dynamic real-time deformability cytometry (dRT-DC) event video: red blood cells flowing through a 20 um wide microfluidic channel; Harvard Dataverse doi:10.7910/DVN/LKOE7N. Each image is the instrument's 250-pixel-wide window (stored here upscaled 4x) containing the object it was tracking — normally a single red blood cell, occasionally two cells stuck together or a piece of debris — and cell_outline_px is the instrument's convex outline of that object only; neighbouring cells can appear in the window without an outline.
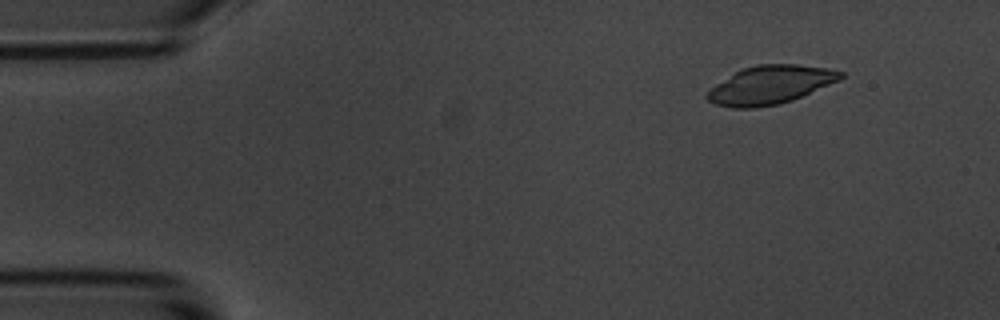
{"species": "common noctule bat (a hibernating species)", "species_latin": "Nyctalus noctula", "temperature_condition": "room temperature", "stored_images_in_passage": 6, "camera_frame_rate_fps": 3000, "um_per_image_px": 0.085, "animal": {"sex": "male", "body_mass_g": 20.1, "forearm_length_mm": 53.5}, "frame": {"image": 1, "passage_image": 2, "time_ms": 1.0, "image_size_px": [1000, 320], "cell_outline_px": [[844, 76], [840, 80], [792, 100], [780, 104], [752, 108], [732, 108], [716, 104], [708, 100], [704, 96], [716, 84], [736, 72], [744, 68], [756, 64], [796, 64], [828, 68], [844, 72]], "centroid_in_image_um": [65.5, 7.21], "position_along_channel_um": 19.5, "area_um2": 29.65}}